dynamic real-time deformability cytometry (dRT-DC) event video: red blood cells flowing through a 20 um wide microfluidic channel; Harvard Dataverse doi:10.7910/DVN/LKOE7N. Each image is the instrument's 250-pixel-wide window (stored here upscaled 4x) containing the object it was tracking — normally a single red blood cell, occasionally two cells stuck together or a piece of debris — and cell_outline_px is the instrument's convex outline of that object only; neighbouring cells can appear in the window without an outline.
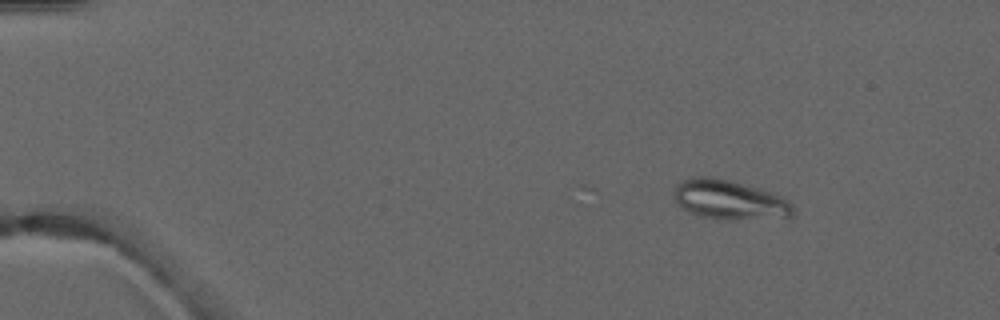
{"species": "common noctule bat (a hibernating species)", "species_latin": "Nyctalus noctula", "temperature_condition": "warm", "stored_images_in_passage": 6, "camera_frame_rate_fps": 3000, "um_per_image_px": 0.085, "animal": {"sex": "male", "forearm_length_mm": 52.5}, "frame": {"image": 1, "passage_image": 2, "time_ms": 1.0, "image_size_px": [1000, 320], "cell_outline_px": [[796, 216], [788, 220], [724, 220], [700, 216], [684, 208], [676, 200], [676, 184], [692, 176], [712, 176], [760, 188], [772, 192], [780, 196], [792, 204]], "centroid_in_image_um": [62.15, 17.03], "position_along_channel_um": 22.8, "area_um2": 27.98}}